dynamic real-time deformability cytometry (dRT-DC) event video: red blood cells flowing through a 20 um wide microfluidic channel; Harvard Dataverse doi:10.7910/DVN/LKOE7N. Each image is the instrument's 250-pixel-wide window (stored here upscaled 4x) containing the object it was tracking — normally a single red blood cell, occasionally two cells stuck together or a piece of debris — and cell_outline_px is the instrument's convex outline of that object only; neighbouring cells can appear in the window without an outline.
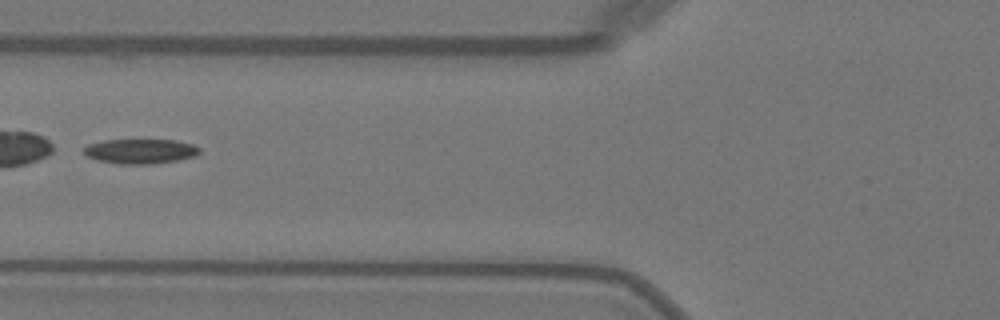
{"species": "Egyptian fruit bat (a non-hibernating species)", "species_latin": "Rousettus aegyptiacus", "temperature_condition": "warm", "stored_images_in_passage": 42, "segment_of_instrument_passage": [2, 2], "camera_frame_rate_fps": 3000, "um_per_image_px": 0.085, "animal": {"sex": "female"}, "frame": {"image": 1, "passage_image": 13, "time_ms": 4.0, "image_size_px": [1000, 320], "cell_outline_px": [[200, 152], [196, 156], [176, 160], [152, 164], [116, 164], [96, 160], [88, 156], [84, 152], [84, 148], [88, 144], [104, 140], [176, 140], [192, 144], [200, 148]], "centroid_in_image_um": [11.93, 12.86], "position_along_channel_um": 113.9, "area_um2": 16.7}}